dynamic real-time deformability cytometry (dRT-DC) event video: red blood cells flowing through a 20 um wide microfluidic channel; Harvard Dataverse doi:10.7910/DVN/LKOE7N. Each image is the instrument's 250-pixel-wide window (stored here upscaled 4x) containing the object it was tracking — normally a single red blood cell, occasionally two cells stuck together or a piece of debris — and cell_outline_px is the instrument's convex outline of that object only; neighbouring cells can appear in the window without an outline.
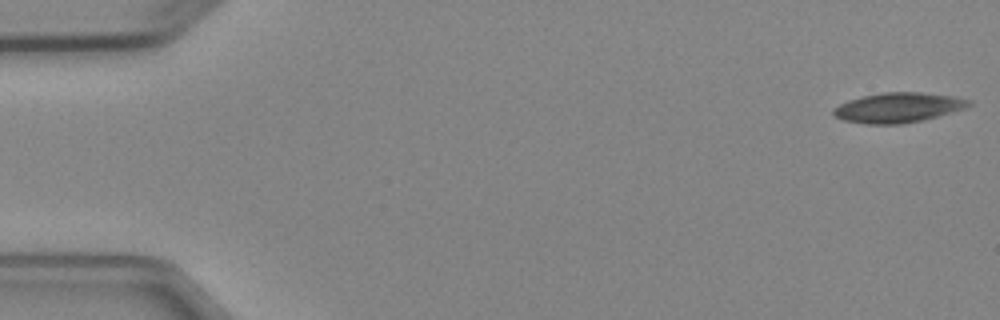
{"species": "Egyptian fruit bat (a non-hibernating species)", "species_latin": "Rousettus aegyptiacus", "temperature_condition": "cold", "stored_images_in_passage": 5, "camera_frame_rate_fps": 3000, "um_per_image_px": 0.085, "animal": {"sex": "female"}, "frame": {"image": 1, "passage_image": 1, "time_ms": 0.0, "image_size_px": [1000, 320], "cell_outline_px": [[972, 104], [968, 108], [924, 120], [904, 124], [868, 124], [844, 120], [836, 116], [832, 112], [832, 108], [848, 100], [864, 96], [884, 92], [920, 92], [952, 96], [972, 100]], "centroid_in_image_um": [76.39, 9.15], "position_along_channel_um": 8.6, "area_um2": 23.7}}
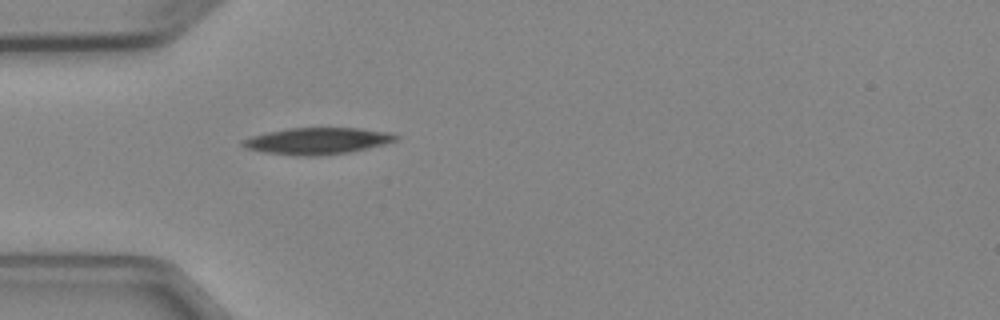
{"frame": {"image": 2, "passage_image": 5, "time_ms": 4.667, "image_size_px": [1000, 320], "cell_outline_px": [[400, 136], [396, 140], [384, 144], [368, 148], [348, 152], [320, 156], [296, 156], [264, 152], [244, 148], [240, 144], [240, 140], [252, 136], [268, 132], [288, 128], [360, 128], [392, 132]], "centroid_in_image_um": [26.97, 11.98], "position_along_channel_um": 58.0, "area_um2": 23.93}}